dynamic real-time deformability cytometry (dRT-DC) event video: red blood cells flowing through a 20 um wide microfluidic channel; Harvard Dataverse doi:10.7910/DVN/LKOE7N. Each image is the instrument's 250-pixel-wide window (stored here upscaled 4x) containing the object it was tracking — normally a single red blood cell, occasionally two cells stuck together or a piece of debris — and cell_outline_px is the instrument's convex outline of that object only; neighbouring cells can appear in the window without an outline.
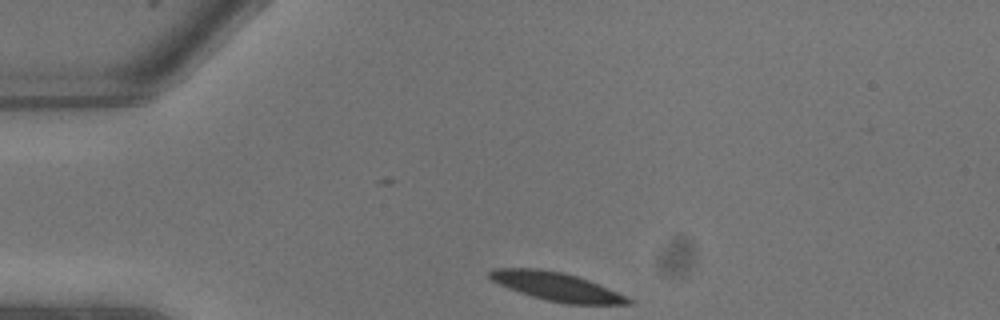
{"species": "common noctule bat (a hibernating species)", "species_latin": "Nyctalus noctula", "temperature_condition": "warm", "stored_images_in_passage": 7, "camera_frame_rate_fps": 3000, "um_per_image_px": 0.085, "animal": {"sex": "male", "body_mass_g": 13.3}, "frame": {"image": 1, "passage_image": 1, "time_ms": 0.0, "image_size_px": [1000, 320], "cell_outline_px": [[632, 304], [568, 304], [548, 300], [532, 296], [508, 288], [492, 280], [488, 276], [488, 272], [492, 268], [540, 268], [564, 272], [588, 280], [608, 288], [632, 300]], "centroid_in_image_um": [47.27, 24.34], "position_along_channel_um": 37.7, "area_um2": 22.72}}
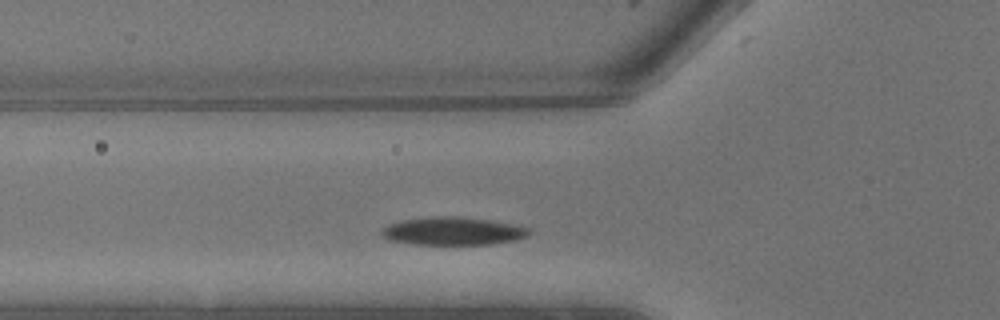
{"frame": {"image": 2, "passage_image": 4, "time_ms": 1.0, "image_size_px": [1000, 320], "cell_outline_px": [[532, 232], [528, 236], [512, 240], [492, 244], [412, 244], [392, 240], [380, 236], [380, 232], [388, 224], [404, 220], [436, 216], [456, 216], [488, 220], [512, 224], [528, 228]], "centroid_in_image_um": [38.48, 19.64], "position_along_channel_um": 87.3, "area_um2": 23.76}}
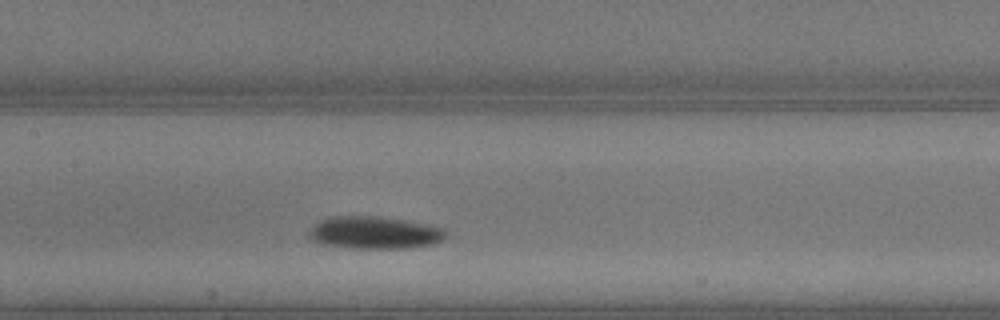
{"frame": {"image": 3, "passage_image": 7, "time_ms": 2.0, "image_size_px": [1000, 320], "cell_outline_px": [[444, 236], [440, 240], [432, 244], [404, 248], [352, 248], [320, 244], [312, 240], [308, 236], [308, 232], [320, 220], [332, 216], [380, 216], [444, 228]], "centroid_in_image_um": [31.75, 19.78], "position_along_channel_um": 175.7, "area_um2": 25.49}}